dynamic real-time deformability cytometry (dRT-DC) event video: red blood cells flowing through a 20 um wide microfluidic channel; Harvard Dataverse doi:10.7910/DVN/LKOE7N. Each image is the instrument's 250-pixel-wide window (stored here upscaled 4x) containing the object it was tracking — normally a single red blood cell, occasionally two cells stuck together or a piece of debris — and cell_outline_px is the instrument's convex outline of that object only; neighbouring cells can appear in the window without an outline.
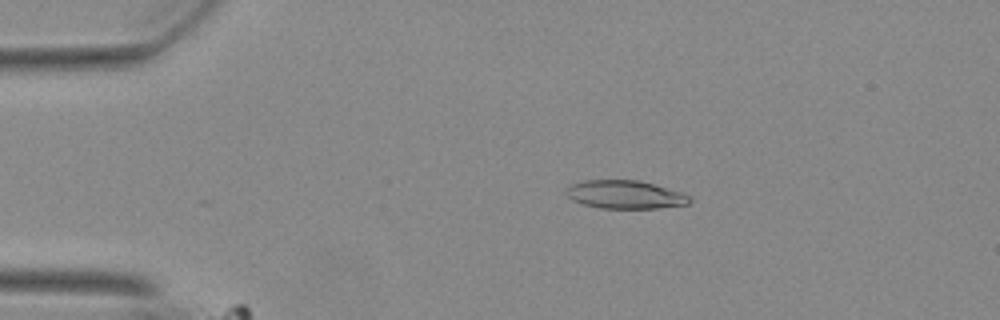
{"species": "Egyptian fruit bat (a non-hibernating species)", "species_latin": "Rousettus aegyptiacus", "temperature_condition": "warm", "stored_images_in_passage": 29, "camera_frame_rate_fps": 3000, "um_per_image_px": 0.085, "animal": {"sex": "female"}, "frame": {"image": 1, "passage_image": 11, "time_ms": 3.333, "image_size_px": [1000, 320], "cell_outline_px": [[692, 200], [688, 204], [656, 208], [600, 208], [584, 204], [572, 200], [564, 192], [572, 184], [584, 180], [640, 180], [680, 192], [692, 196]], "centroid_in_image_um": [53.14, 16.54], "position_along_channel_um": 31.9, "area_um2": 20.23}}